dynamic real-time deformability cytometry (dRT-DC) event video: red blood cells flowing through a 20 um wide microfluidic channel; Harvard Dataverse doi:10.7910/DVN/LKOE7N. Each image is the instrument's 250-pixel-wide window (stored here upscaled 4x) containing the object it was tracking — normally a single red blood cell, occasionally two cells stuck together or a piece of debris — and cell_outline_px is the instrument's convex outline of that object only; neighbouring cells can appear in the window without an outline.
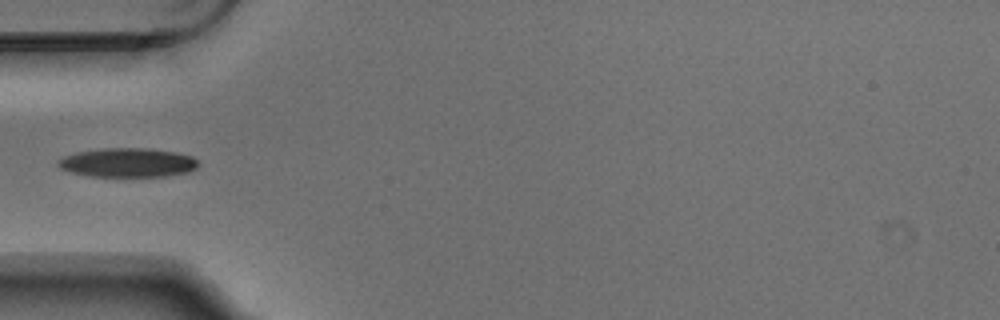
{"species": "Egyptian fruit bat (a non-hibernating species)", "species_latin": "Rousettus aegyptiacus", "temperature_condition": "warm", "stored_images_in_passage": 5, "camera_frame_rate_fps": 3000, "um_per_image_px": 0.085, "animal": {"sex": "male"}, "frame": {"image": 1, "passage_image": 5, "time_ms": 1.333, "image_size_px": [1000, 320], "cell_outline_px": [[200, 164], [196, 168], [188, 172], [164, 176], [88, 176], [72, 172], [60, 168], [56, 164], [56, 160], [64, 156], [76, 152], [100, 148], [148, 148], [176, 152], [192, 156]], "centroid_in_image_um": [10.83, 13.81], "position_along_channel_um": 74.2, "area_um2": 23.87}}